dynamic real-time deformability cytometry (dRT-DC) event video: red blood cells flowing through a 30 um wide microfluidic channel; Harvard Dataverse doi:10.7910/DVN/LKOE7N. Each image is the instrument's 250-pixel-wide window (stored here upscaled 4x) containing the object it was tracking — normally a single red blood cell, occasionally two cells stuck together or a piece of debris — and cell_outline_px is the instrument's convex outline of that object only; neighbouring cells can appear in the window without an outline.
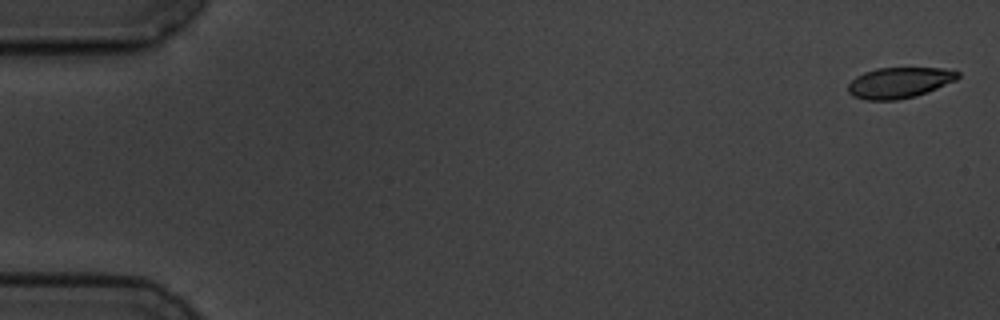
{"species": "common noctule bat (a hibernating species)", "species_latin": "Nyctalus noctula", "temperature_condition": "cold", "stored_images_in_passage": 4, "camera_frame_rate_fps": 3000, "um_per_image_px": 0.085, "animal": {"sex": "male", "body_mass_g": 19.5, "forearm_length_mm": 54.6}, "frame": {"image": 1, "passage_image": 1, "time_ms": 0.0, "image_size_px": [1000, 320], "cell_outline_px": [[960, 76], [956, 80], [916, 96], [896, 100], [864, 100], [852, 96], [848, 92], [848, 84], [856, 76], [864, 72], [876, 68], [944, 68], [960, 72]], "centroid_in_image_um": [76.42, 7.03], "position_along_channel_um": 8.6, "area_um2": 19.71}}
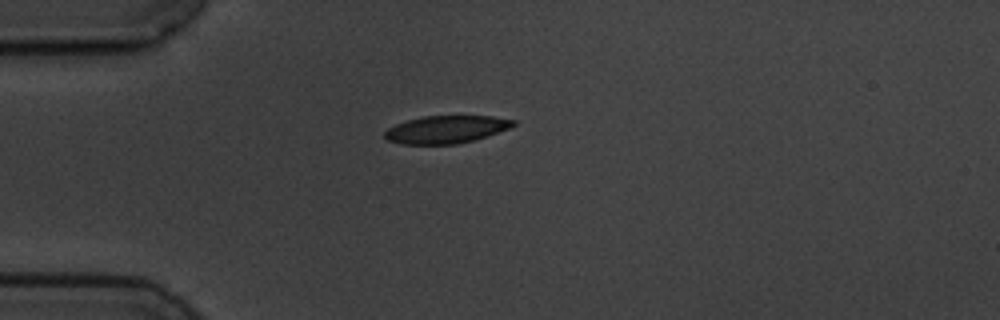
{"frame": {"image": 2, "passage_image": 4, "time_ms": 4.667, "image_size_px": [1000, 320], "cell_outline_px": [[516, 124], [508, 128], [472, 140], [456, 144], [400, 144], [388, 140], [384, 136], [384, 132], [388, 128], [396, 124], [408, 120], [424, 116], [492, 116], [516, 120]], "centroid_in_image_um": [37.89, 11.0], "position_along_channel_um": 47.1, "area_um2": 20.4}}